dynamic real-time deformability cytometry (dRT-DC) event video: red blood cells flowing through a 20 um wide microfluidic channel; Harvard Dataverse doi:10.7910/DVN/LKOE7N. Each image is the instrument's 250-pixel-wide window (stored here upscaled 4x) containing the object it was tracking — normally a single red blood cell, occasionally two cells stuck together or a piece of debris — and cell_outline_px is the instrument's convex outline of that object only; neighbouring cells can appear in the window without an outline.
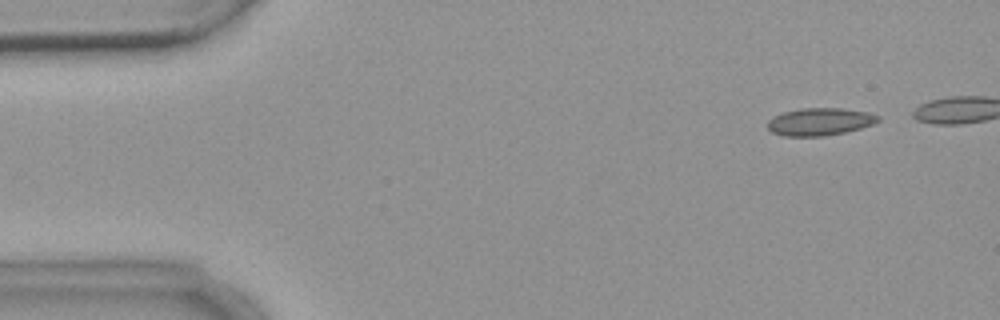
{"species": "common noctule bat (a hibernating species)", "species_latin": "Nyctalus noctula", "temperature_condition": "warm", "stored_images_in_passage": 6, "camera_frame_rate_fps": 3000, "um_per_image_px": 0.085, "animal": {"sex": "female", "body_mass_g": 18.4}, "frame": {"image": 1, "passage_image": 2, "time_ms": 1.0, "image_size_px": [1000, 320], "cell_outline_px": [[880, 120], [872, 124], [860, 128], [844, 132], [824, 136], [784, 136], [772, 132], [768, 128], [768, 120], [772, 116], [784, 112], [800, 108], [844, 108], [868, 112], [880, 116]], "centroid_in_image_um": [69.68, 10.33], "position_along_channel_um": 15.3, "area_um2": 17.74}}